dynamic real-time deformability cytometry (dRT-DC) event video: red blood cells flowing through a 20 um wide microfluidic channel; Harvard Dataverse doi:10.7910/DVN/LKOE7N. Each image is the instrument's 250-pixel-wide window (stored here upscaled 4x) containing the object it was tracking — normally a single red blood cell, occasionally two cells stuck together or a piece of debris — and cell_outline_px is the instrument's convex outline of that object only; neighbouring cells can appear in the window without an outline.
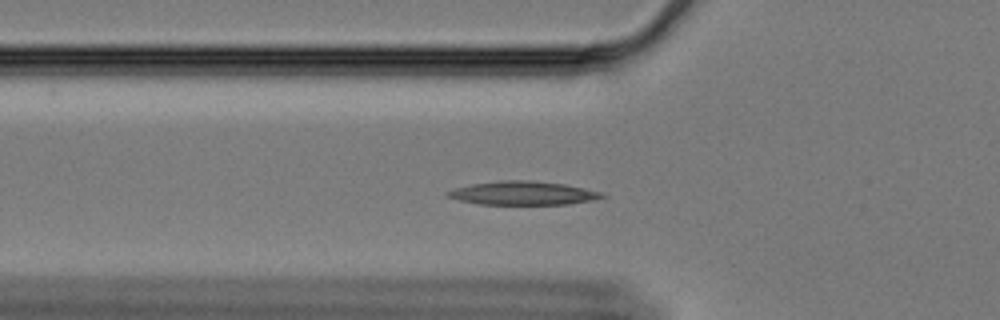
{"species": "Egyptian fruit bat (a non-hibernating species)", "species_latin": "Rousettus aegyptiacus", "temperature_condition": "cold", "stored_images_in_passage": 58, "camera_frame_rate_fps": 3000, "um_per_image_px": 0.085, "animal": {"sex": "female"}, "frame": {"image": 1, "passage_image": 19, "time_ms": 6.0, "image_size_px": [1000, 320], "cell_outline_px": [[608, 196], [592, 200], [568, 204], [480, 204], [460, 200], [448, 196], [444, 192], [456, 188], [472, 184], [500, 180], [532, 180], [564, 184], [604, 192]], "centroid_in_image_um": [44.5, 16.41], "position_along_channel_um": 81.3, "area_um2": 21.15}}
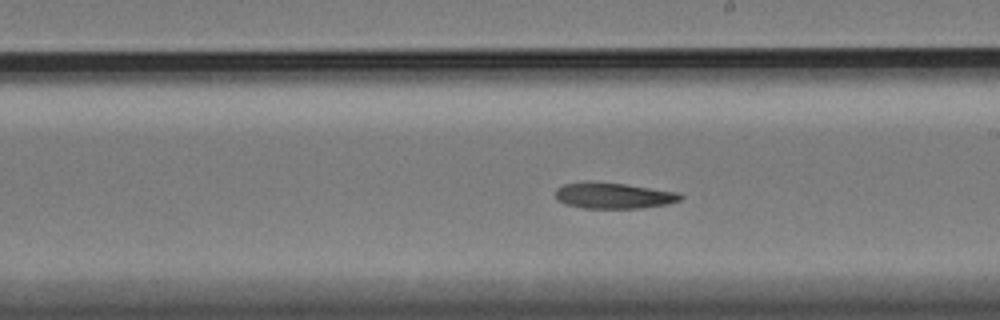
{"frame": {"image": 2, "passage_image": 33, "time_ms": 10.667, "image_size_px": [1000, 320], "cell_outline_px": [[684, 196], [680, 200], [668, 204], [640, 208], [580, 208], [564, 204], [556, 200], [556, 188], [564, 184], [624, 184], [680, 192]], "centroid_in_image_um": [52.2, 16.67], "position_along_channel_um": 236.8, "area_um2": 18.38}}
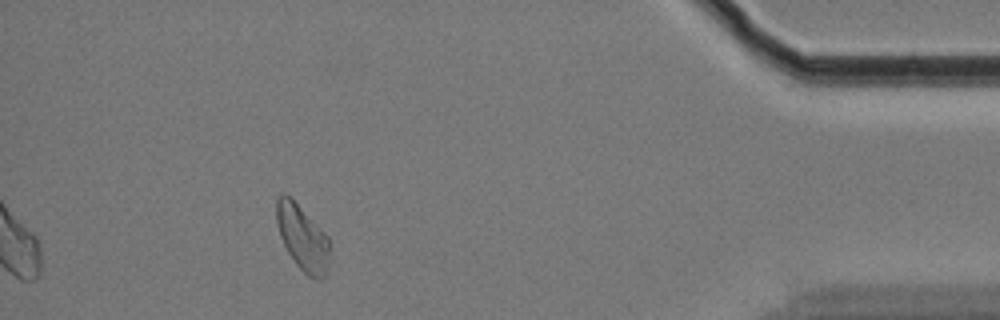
{"frame": {"image": 3, "passage_image": 53, "time_ms": 17.333, "image_size_px": [1000, 320], "cell_outline_px": [[328, 272], [320, 280], [308, 276], [296, 264], [288, 252], [280, 236], [276, 220], [276, 200], [280, 196], [288, 196], [328, 236]], "centroid_in_image_um": [25.71, 20.27], "position_along_channel_um": 409.5, "area_um2": 19.59}}